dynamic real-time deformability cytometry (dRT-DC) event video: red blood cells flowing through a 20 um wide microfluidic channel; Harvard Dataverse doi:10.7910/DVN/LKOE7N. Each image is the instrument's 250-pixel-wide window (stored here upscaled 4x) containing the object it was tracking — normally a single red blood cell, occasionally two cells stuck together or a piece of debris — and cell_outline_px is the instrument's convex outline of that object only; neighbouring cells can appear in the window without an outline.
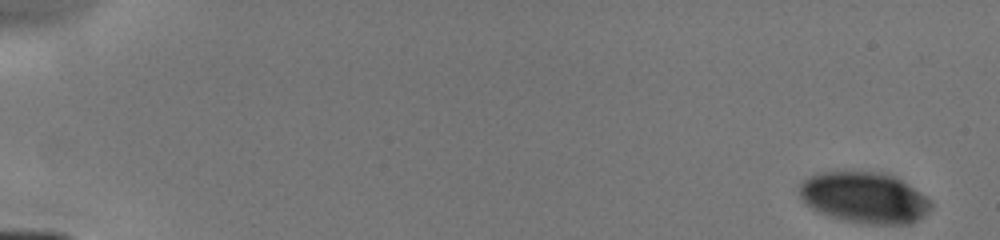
{"species": "human", "species_latin": "Homo sapiens", "temperature_condition": "cold", "stored_images_in_passage": 21, "camera_frame_rate_fps": 3000, "um_per_image_px": 0.085, "donor": {"sex": "male"}, "frame": {"image": 1, "passage_image": 1, "time_ms": 0.0, "image_size_px": [1000, 240], "cell_outline_px": [[932, 208], [920, 220], [912, 224], [868, 224], [844, 220], [828, 216], [804, 204], [800, 196], [800, 184], [804, 180], [820, 172], [884, 172], [896, 176], [924, 196], [932, 204]], "centroid_in_image_um": [73.49, 16.81], "position_along_channel_um": 11.5, "area_um2": 39.07}}
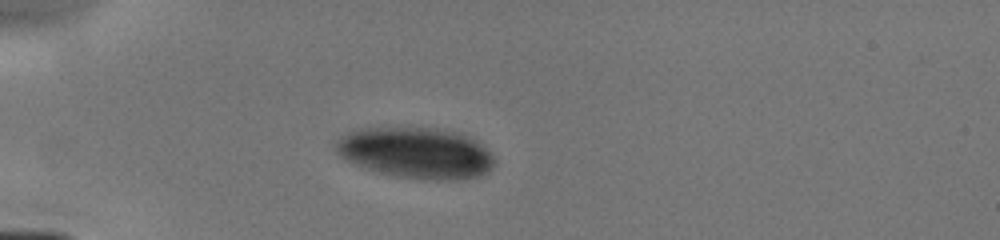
{"frame": {"image": 2, "passage_image": 17, "time_ms": 4.333, "image_size_px": [1000, 240], "cell_outline_px": [[496, 160], [492, 168], [488, 172], [480, 176], [456, 180], [436, 180], [396, 176], [376, 172], [364, 168], [340, 156], [336, 152], [332, 144], [336, 140], [360, 128], [408, 124], [436, 128], [460, 132], [476, 140]], "centroid_in_image_um": [35.34, 12.95], "position_along_channel_um": 49.7, "area_um2": 48.26}}